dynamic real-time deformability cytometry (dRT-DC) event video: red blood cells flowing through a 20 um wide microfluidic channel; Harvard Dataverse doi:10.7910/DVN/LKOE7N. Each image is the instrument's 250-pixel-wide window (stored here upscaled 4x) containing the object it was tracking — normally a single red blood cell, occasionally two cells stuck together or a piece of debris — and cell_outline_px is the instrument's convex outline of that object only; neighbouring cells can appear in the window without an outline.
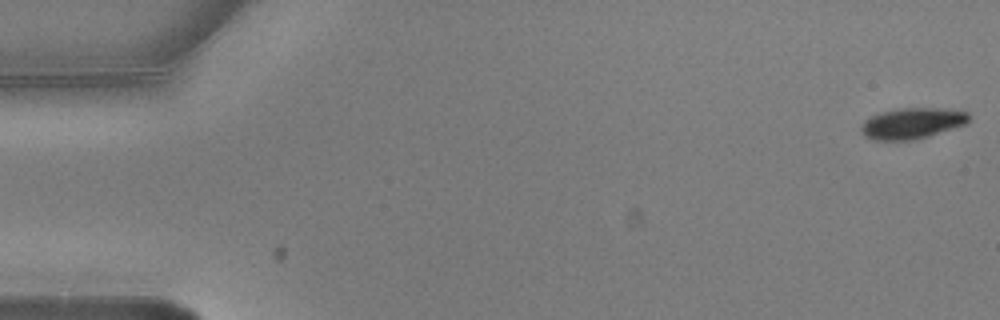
{"species": "common noctule bat (a hibernating species)", "species_latin": "Nyctalus noctula", "temperature_condition": "warm", "stored_images_in_passage": 5, "camera_frame_rate_fps": 3000, "um_per_image_px": 0.085, "animal": {"sex": "male", "body_mass_g": 20.5, "forearm_length_mm": 52.5}, "frame": {"image": 1, "passage_image": 1, "time_ms": 0.0, "image_size_px": [1000, 320], "cell_outline_px": [[968, 120], [964, 124], [916, 140], [872, 140], [864, 136], [860, 128], [864, 120], [880, 112], [900, 108], [948, 108], [968, 112]], "centroid_in_image_um": [77.49, 10.48], "position_along_channel_um": 7.5, "area_um2": 19.36}}
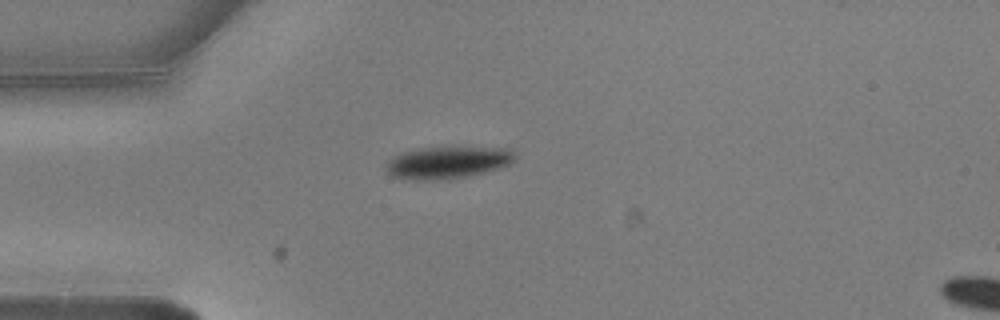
{"frame": {"image": 2, "passage_image": 5, "time_ms": 1.333, "image_size_px": [1000, 320], "cell_outline_px": [[516, 156], [508, 164], [484, 172], [468, 176], [448, 180], [412, 180], [392, 176], [384, 168], [384, 164], [392, 156], [404, 152], [424, 148], [512, 148]], "centroid_in_image_um": [37.99, 13.83], "position_along_channel_um": 47.0, "area_um2": 23.93}}